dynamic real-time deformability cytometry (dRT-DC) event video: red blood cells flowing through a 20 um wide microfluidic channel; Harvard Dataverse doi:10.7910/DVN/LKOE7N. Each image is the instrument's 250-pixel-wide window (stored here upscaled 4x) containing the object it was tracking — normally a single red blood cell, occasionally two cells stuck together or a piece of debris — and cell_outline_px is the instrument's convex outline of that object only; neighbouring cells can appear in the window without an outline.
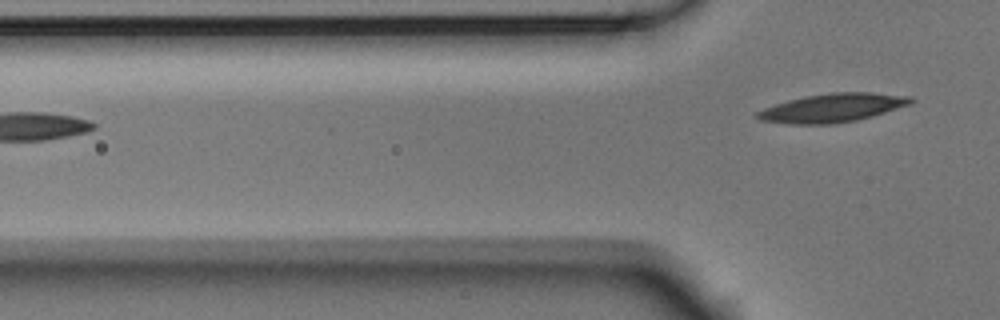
{"species": "Egyptian fruit bat (a non-hibernating species)", "species_latin": "Rousettus aegyptiacus", "temperature_condition": "room temperature", "stored_images_in_passage": 5, "camera_frame_rate_fps": 3000, "um_per_image_px": 0.085, "animal": {"sex": "male"}, "frame": {"image": 1, "passage_image": 5, "time_ms": 1.333, "image_size_px": [1000, 320], "cell_outline_px": [[916, 100], [912, 104], [872, 116], [856, 120], [836, 124], [788, 124], [760, 120], [752, 116], [756, 112], [764, 108], [788, 100], [804, 96], [832, 92], [872, 92], [912, 96]], "centroid_in_image_um": [70.78, 9.16], "position_along_channel_um": 55.0, "area_um2": 25.89}}